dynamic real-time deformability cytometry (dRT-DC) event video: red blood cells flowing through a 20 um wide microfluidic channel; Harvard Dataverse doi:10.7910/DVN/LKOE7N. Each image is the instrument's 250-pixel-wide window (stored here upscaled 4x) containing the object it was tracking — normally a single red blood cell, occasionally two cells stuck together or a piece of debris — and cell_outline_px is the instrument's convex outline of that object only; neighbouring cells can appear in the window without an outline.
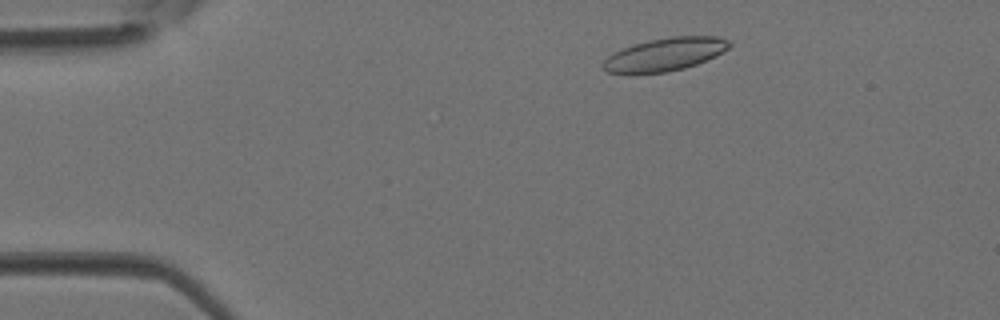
{"species": "Egyptian fruit bat (a non-hibernating species)", "species_latin": "Rousettus aegyptiacus", "temperature_condition": "room temperature", "stored_images_in_passage": 3, "camera_frame_rate_fps": 3000, "um_per_image_px": 0.085, "animal": {"sex": "female"}, "frame": {"image": 1, "passage_image": 1, "time_ms": 0.0, "image_size_px": [1000, 320], "cell_outline_px": [[732, 44], [728, 48], [716, 56], [696, 64], [684, 68], [664, 72], [608, 72], [604, 68], [604, 60], [608, 56], [624, 48], [648, 40], [672, 36], [716, 36], [728, 40]], "centroid_in_image_um": [56.59, 4.6], "position_along_channel_um": 28.4, "area_um2": 23.64}}
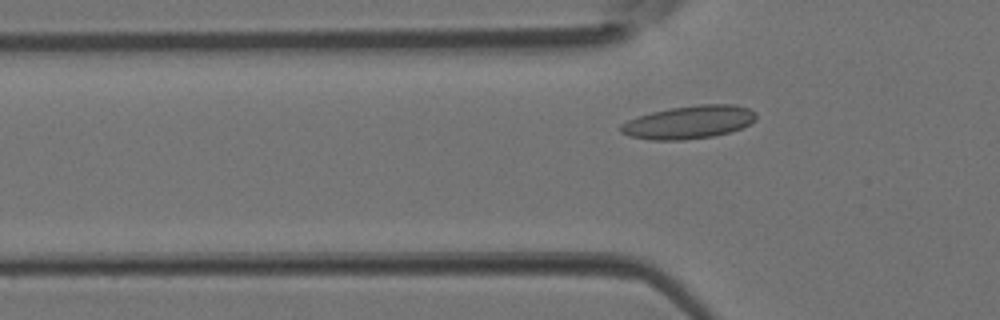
{"frame": {"image": 2, "passage_image": 3, "time_ms": 0.667, "image_size_px": [1000, 320], "cell_outline_px": [[756, 120], [732, 132], [712, 136], [684, 140], [648, 140], [628, 136], [620, 132], [620, 124], [628, 120], [652, 112], [672, 108], [700, 104], [732, 104], [748, 108], [756, 112]], "centroid_in_image_um": [58.55, 10.39], "position_along_channel_um": 67.2, "area_um2": 26.07}}